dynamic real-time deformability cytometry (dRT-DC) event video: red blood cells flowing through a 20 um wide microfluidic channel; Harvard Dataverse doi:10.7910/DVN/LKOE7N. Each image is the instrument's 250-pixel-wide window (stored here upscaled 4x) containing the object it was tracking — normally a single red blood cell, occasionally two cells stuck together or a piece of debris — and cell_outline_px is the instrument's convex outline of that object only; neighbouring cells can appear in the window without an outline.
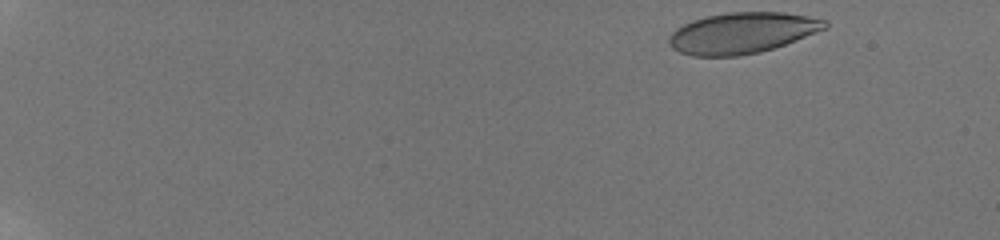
{"species": "human", "species_latin": "Homo sapiens", "temperature_condition": "room temperature", "stored_images_in_passage": 32, "camera_frame_rate_fps": 3000, "um_per_image_px": 0.085, "donor": {"sex": "male"}, "frame": {"image": 1, "passage_image": 1, "time_ms": 0.0, "image_size_px": [1000, 240], "cell_outline_px": [[828, 28], [784, 44], [760, 52], [736, 56], [692, 56], [680, 52], [672, 48], [668, 44], [668, 36], [676, 28], [692, 20], [704, 16], [728, 12], [784, 12], [828, 20]], "centroid_in_image_um": [63.05, 2.79], "position_along_channel_um": 21.9, "area_um2": 37.28}}
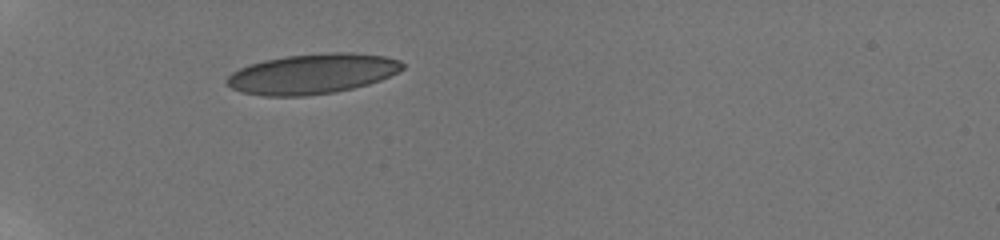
{"frame": {"image": 2, "passage_image": 31, "time_ms": 4.667, "image_size_px": [1000, 240], "cell_outline_px": [[404, 68], [380, 80], [368, 84], [336, 92], [304, 96], [260, 96], [244, 92], [232, 88], [228, 84], [228, 76], [232, 72], [248, 64], [264, 60], [284, 56], [328, 52], [352, 52], [384, 56], [400, 60], [404, 64]], "centroid_in_image_um": [26.55, 6.27], "position_along_channel_um": 58.4, "area_um2": 40.98}}